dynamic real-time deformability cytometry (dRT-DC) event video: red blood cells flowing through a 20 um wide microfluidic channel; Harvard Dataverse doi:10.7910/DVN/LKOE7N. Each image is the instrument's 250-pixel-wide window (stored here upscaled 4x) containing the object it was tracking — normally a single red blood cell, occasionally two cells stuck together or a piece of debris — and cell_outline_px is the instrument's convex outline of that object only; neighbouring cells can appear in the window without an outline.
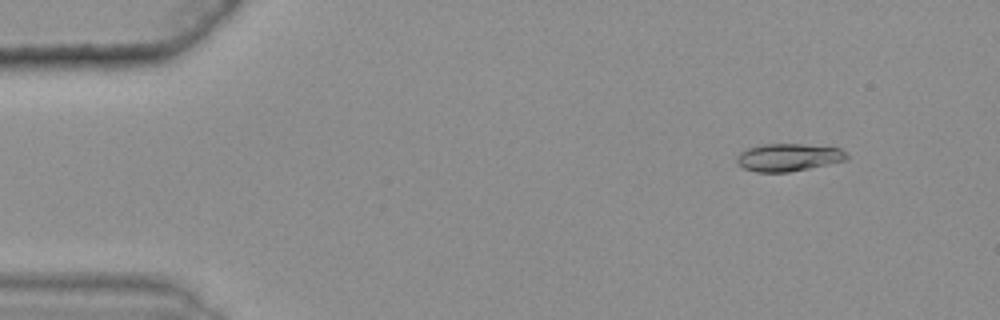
{"species": "common noctule bat (a hibernating species)", "species_latin": "Nyctalus noctula", "temperature_condition": "warm", "stored_images_in_passage": 49, "camera_frame_rate_fps": 3000, "um_per_image_px": 0.085, "animal": {"sex": "female", "body_mass_g": 25.1}, "frame": {"image": 1, "passage_image": 6, "time_ms": 1.667, "image_size_px": [1000, 320], "cell_outline_px": [[848, 160], [788, 172], [756, 172], [744, 168], [736, 160], [736, 156], [740, 152], [748, 148], [764, 144], [800, 144], [840, 148], [848, 156]], "centroid_in_image_um": [67.01, 13.37], "position_along_channel_um": 18.0, "area_um2": 17.51}}
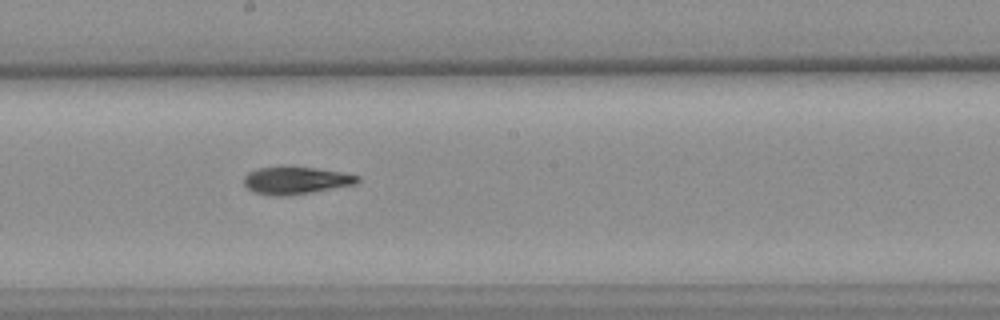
{"frame": {"image": 2, "passage_image": 31, "time_ms": 10.0, "image_size_px": [1000, 320], "cell_outline_px": [[360, 180], [356, 184], [312, 192], [284, 196], [272, 196], [252, 192], [244, 184], [244, 176], [248, 172], [256, 168], [316, 168], [340, 172], [360, 176]], "centroid_in_image_um": [25.13, 15.36], "position_along_channel_um": 223.1, "area_um2": 17.86}}
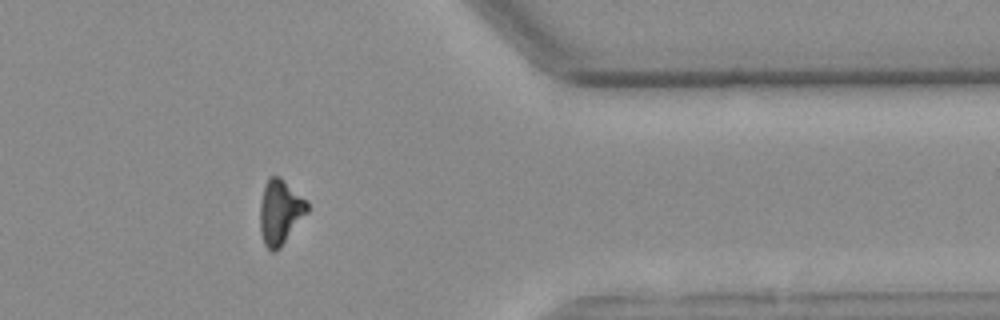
{"frame": {"image": 3, "passage_image": 46, "time_ms": 15.0, "image_size_px": [1000, 320], "cell_outline_px": [[308, 212], [280, 248], [276, 252], [272, 252], [264, 244], [260, 228], [260, 204], [264, 184], [268, 176], [280, 176], [308, 200]], "centroid_in_image_um": [23.82, 17.99], "position_along_channel_um": 387.6, "area_um2": 18.09}, "authors_computed_cell_mechanics": {"area_um2": 17.918, "velocity_mm_per_s": 3.6258, "shape_relaxation_time_tau1_ms": 6.3523, "shape_relaxation_time_tau2_ms": 6.5086, "deformation_change_tau1": 0.1789, "deformation_change_tau2": 0.1399}}